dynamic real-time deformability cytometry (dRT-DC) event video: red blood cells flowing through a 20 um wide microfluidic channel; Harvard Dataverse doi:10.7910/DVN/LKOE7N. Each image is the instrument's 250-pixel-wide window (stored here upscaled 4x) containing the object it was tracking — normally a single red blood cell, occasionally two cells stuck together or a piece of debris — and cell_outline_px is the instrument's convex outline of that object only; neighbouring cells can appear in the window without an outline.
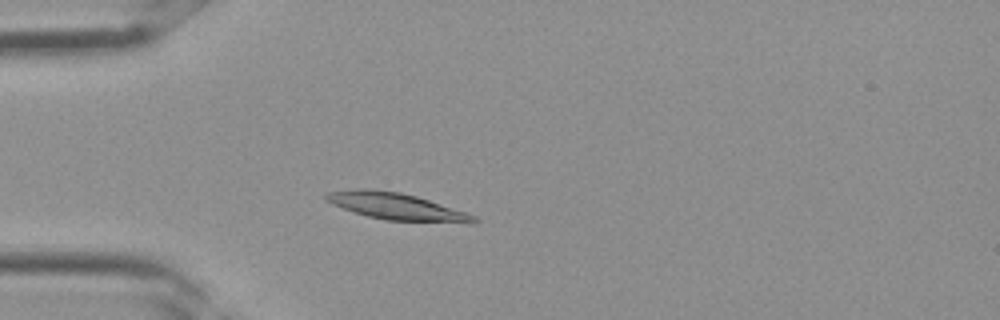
{"species": "Egyptian fruit bat (a non-hibernating species)", "species_latin": "Rousettus aegyptiacus", "temperature_condition": "room temperature", "stored_images_in_passage": 2, "camera_frame_rate_fps": 3000, "um_per_image_px": 0.085, "frame": {"image": 1, "passage_image": 2, "time_ms": 0.333, "image_size_px": [1000, 320], "cell_outline_px": [[480, 220], [476, 224], [468, 224], [384, 220], [368, 216], [332, 204], [324, 200], [324, 196], [328, 192], [356, 188], [372, 188], [400, 192], [416, 196], [476, 216]], "centroid_in_image_um": [33.74, 17.56], "position_along_channel_um": 51.3, "area_um2": 23.35}}